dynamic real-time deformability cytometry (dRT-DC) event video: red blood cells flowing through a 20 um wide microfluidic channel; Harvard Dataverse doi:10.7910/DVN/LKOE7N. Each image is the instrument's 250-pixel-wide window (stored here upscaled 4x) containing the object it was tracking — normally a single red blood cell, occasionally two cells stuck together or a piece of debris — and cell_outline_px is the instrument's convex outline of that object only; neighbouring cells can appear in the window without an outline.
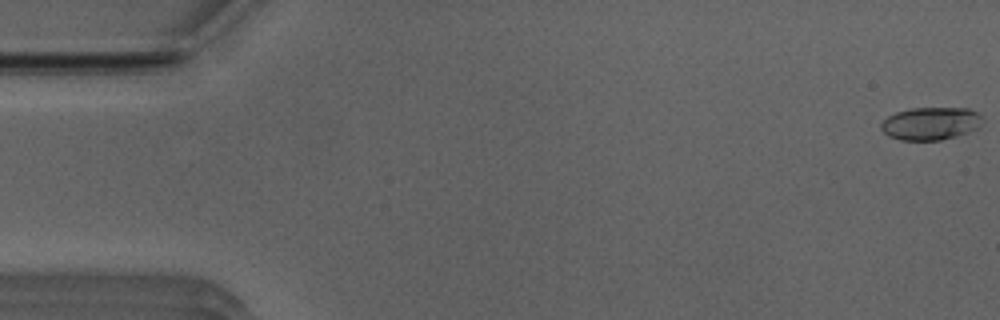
{"species": "Egyptian fruit bat (a non-hibernating species)", "species_latin": "Rousettus aegyptiacus", "temperature_condition": "room temperature", "stored_images_in_passage": 50, "camera_frame_rate_fps": 3000, "um_per_image_px": 0.085, "animal": {"sex": "male"}, "frame": {"image": 1, "passage_image": 1, "time_ms": 0.0, "image_size_px": [1000, 320], "cell_outline_px": [[984, 120], [976, 128], [968, 132], [940, 140], [900, 140], [888, 136], [880, 128], [880, 124], [888, 116], [896, 112], [912, 108], [968, 108], [976, 112]], "centroid_in_image_um": [79.08, 10.49], "position_along_channel_um": 5.9, "area_um2": 19.25}}
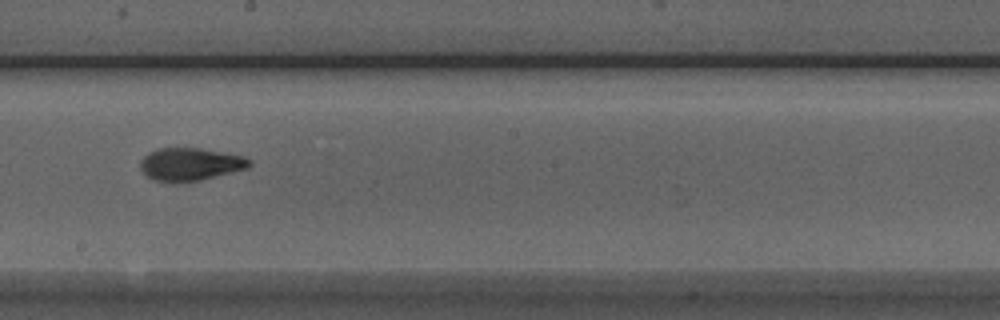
{"frame": {"image": 2, "passage_image": 29, "time_ms": 9.333, "image_size_px": [1000, 320], "cell_outline_px": [[252, 164], [248, 168], [200, 180], [176, 184], [172, 184], [156, 180], [148, 176], [140, 168], [140, 160], [148, 152], [156, 148], [200, 148], [244, 156], [252, 160]], "centroid_in_image_um": [16.16, 13.97], "position_along_channel_um": 232.0, "area_um2": 21.1}}
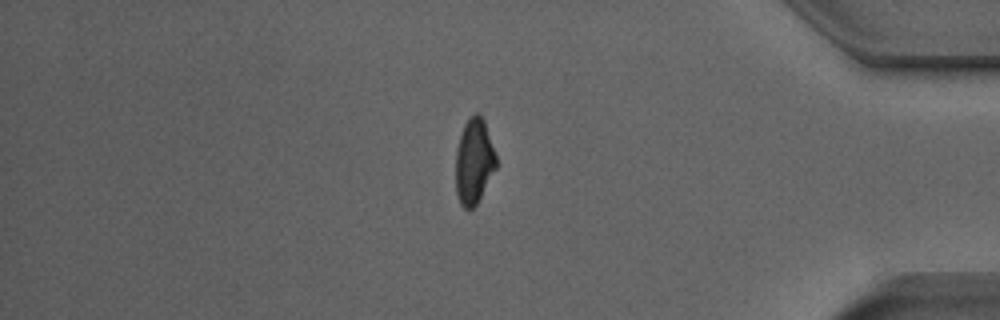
{"frame": {"image": 3, "passage_image": 44, "time_ms": 14.333, "image_size_px": [1000, 320], "cell_outline_px": [[496, 168], [476, 204], [472, 208], [464, 208], [460, 204], [456, 192], [456, 148], [464, 124], [468, 116], [476, 112], [480, 112], [484, 120], [496, 156]], "centroid_in_image_um": [40.28, 13.67], "position_along_channel_um": 394.9, "area_um2": 20.06}}